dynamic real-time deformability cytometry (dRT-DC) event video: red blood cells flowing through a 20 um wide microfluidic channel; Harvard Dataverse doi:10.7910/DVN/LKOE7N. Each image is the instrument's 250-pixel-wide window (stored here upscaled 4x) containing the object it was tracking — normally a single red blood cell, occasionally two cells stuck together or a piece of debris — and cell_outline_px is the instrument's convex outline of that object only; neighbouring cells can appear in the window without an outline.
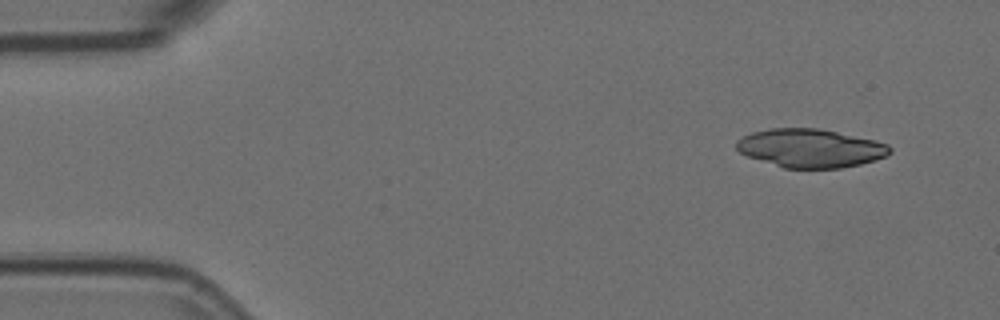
{"species": "Egyptian fruit bat (a non-hibernating species)", "species_latin": "Rousettus aegyptiacus", "temperature_condition": "room temperature", "stored_images_in_passage": 4, "camera_frame_rate_fps": 3000, "um_per_image_px": 0.085, "animal": {"sex": "female"}, "frame": {"image": 1, "passage_image": 1, "time_ms": 0.0, "image_size_px": [1000, 320], "cell_outline_px": [[892, 152], [888, 156], [876, 160], [860, 164], [840, 168], [784, 168], [748, 156], [740, 152], [736, 148], [736, 140], [752, 132], [772, 128], [820, 128], [876, 140], [888, 144], [892, 148]], "centroid_in_image_um": [68.93, 12.59], "position_along_channel_um": 16.1, "area_um2": 34.56}}